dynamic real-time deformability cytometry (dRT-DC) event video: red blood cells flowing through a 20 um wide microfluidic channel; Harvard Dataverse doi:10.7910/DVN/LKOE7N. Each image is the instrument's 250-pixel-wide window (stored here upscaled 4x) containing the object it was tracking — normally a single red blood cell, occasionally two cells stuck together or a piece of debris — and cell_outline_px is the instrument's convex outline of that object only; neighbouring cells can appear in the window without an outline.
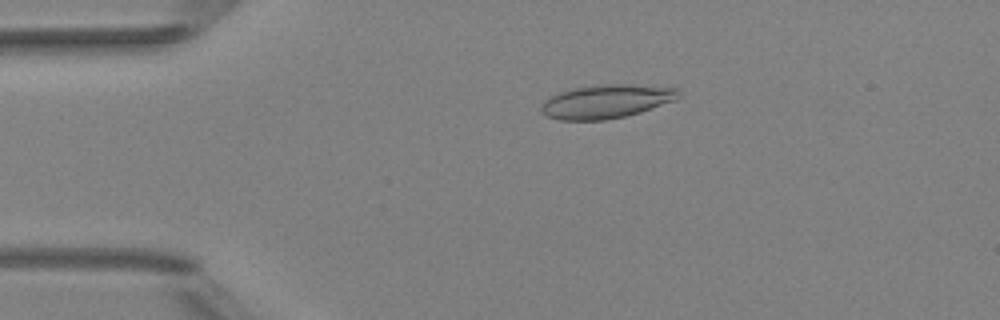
{"species": "Egyptian fruit bat (a non-hibernating species)", "species_latin": "Rousettus aegyptiacus", "temperature_condition": "room temperature", "stored_images_in_passage": 2, "camera_frame_rate_fps": 3000, "um_per_image_px": 0.085, "animal": {"sex": "female"}, "frame": {"image": 1, "passage_image": 1, "time_ms": 0.0, "image_size_px": [1000, 320], "cell_outline_px": [[680, 96], [676, 100], [640, 112], [624, 116], [604, 120], [560, 120], [548, 116], [540, 112], [540, 108], [544, 100], [560, 92], [572, 88], [604, 84], [628, 84], [676, 88], [680, 92]], "centroid_in_image_um": [51.53, 8.62], "position_along_channel_um": 33.5, "area_um2": 26.82}}